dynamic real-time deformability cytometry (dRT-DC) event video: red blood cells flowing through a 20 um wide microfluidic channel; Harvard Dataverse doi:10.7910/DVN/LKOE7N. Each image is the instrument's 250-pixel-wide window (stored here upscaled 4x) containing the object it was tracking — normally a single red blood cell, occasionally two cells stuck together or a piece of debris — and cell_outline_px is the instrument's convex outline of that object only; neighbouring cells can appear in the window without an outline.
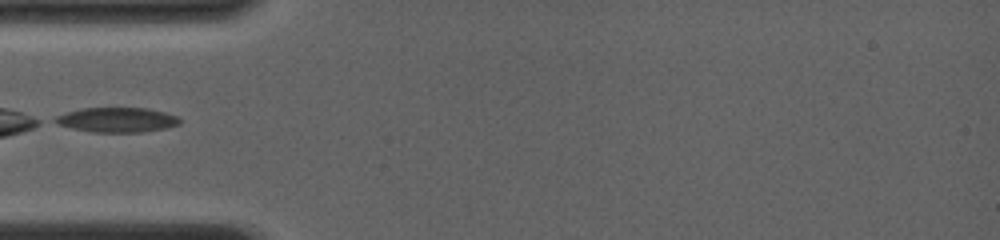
{"species": "common noctule bat (a hibernating species)", "species_latin": "Nyctalus noctula", "temperature_condition": "room temperature", "stored_images_in_passage": 1, "camera_frame_rate_fps": 4000, "um_per_image_px": 0.085, "animal": {"sex": "female", "body_mass_g": 19.0, "forearm_length_mm": 56.7}, "frame": {"image": 1, "passage_image": 1, "time_ms": 0.0, "image_size_px": [1000, 240], "cell_outline_px": [[180, 124], [168, 128], [140, 132], [92, 132], [72, 128], [56, 124], [48, 120], [56, 116], [80, 108], [148, 108], [164, 112], [176, 116], [180, 120]], "centroid_in_image_um": [9.9, 10.19], "position_along_channel_um": 75.1, "area_um2": 18.09}}